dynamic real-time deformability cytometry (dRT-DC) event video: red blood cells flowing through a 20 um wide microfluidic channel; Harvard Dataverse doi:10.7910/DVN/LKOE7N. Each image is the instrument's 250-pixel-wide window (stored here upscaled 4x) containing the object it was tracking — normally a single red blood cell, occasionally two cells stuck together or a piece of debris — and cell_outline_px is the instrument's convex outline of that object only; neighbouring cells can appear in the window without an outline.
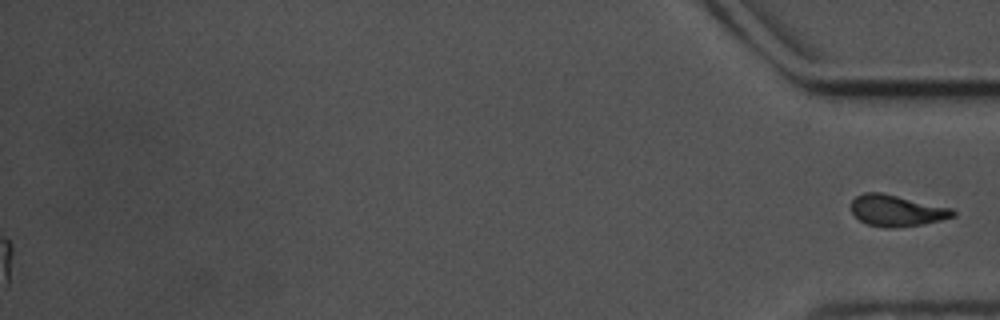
{"species": "common noctule bat (a hibernating species)", "species_latin": "Nyctalus noctula", "temperature_condition": "warm", "stored_images_in_passage": 47, "segment_of_instrument_passage": [2, 2], "camera_frame_rate_fps": 3000, "um_per_image_px": 0.085, "animal": {"sex": "male", "body_mass_g": 17.5, "forearm_length_mm": 52.3}, "frame": {"image": 1, "passage_image": 47, "time_ms": 15.333, "image_size_px": [1000, 320], "cell_outline_px": [[956, 216], [924, 224], [892, 228], [888, 228], [868, 224], [860, 220], [852, 212], [852, 200], [856, 196], [864, 192], [880, 192], [952, 208], [956, 212]], "centroid_in_image_um": [76.23, 17.9], "position_along_channel_um": 359.0, "area_um2": 18.44}}